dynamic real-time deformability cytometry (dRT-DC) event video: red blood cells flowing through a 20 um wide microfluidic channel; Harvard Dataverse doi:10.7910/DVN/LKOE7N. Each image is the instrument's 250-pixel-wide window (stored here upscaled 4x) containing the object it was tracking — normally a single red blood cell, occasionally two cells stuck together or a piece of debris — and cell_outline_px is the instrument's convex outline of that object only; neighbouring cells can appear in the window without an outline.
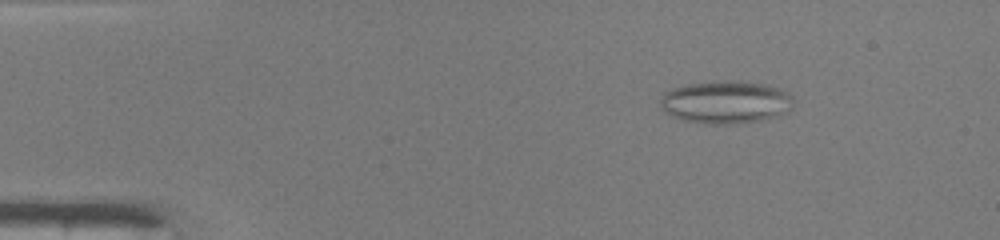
{"species": "common noctule bat (a hibernating species)", "species_latin": "Nyctalus noctula", "temperature_condition": "warm", "stored_images_in_passage": 48, "camera_frame_rate_fps": 3000, "um_per_image_px": 0.085, "animal": {"sex": "male", "body_mass_g": 19.0, "forearm_length_mm": 50.8}, "frame": {"image": 1, "passage_image": 7, "time_ms": 2.0, "image_size_px": [1000, 240], "cell_outline_px": [[792, 108], [784, 112], [760, 120], [740, 124], [704, 124], [684, 120], [672, 116], [664, 112], [660, 108], [660, 96], [664, 92], [672, 88], [684, 84], [716, 80], [732, 80], [764, 84], [780, 88], [788, 92], [792, 96]], "centroid_in_image_um": [61.62, 8.67], "position_along_channel_um": 23.4, "area_um2": 33.58}}
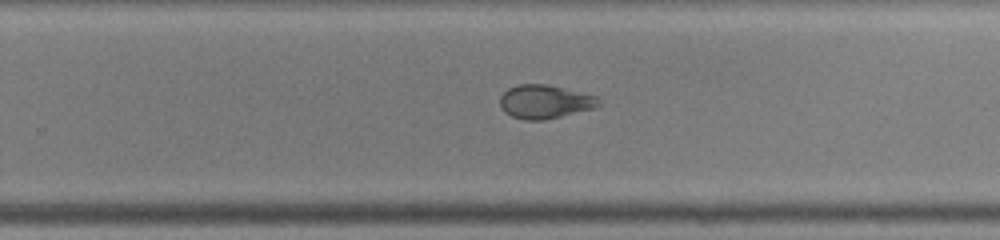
{"frame": {"image": 2, "passage_image": 31, "time_ms": 10.0, "image_size_px": [1000, 240], "cell_outline_px": [[600, 104], [596, 108], [544, 120], [524, 120], [512, 116], [504, 112], [500, 108], [500, 96], [508, 88], [520, 84], [548, 84], [596, 96], [600, 100]], "centroid_in_image_um": [46.3, 8.65], "position_along_channel_um": 283.5, "area_um2": 19.42}}
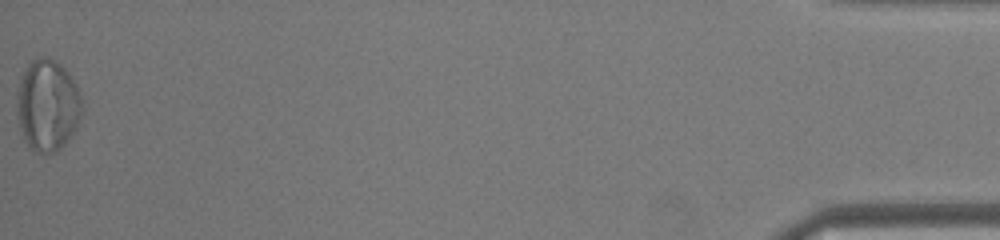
{"frame": {"image": 3, "passage_image": 48, "time_ms": 15.667, "image_size_px": [1000, 240], "cell_outline_px": [[84, 108], [76, 128], [64, 144], [56, 152], [32, 152], [28, 148], [24, 140], [20, 128], [16, 112], [16, 92], [20, 76], [28, 64], [36, 56], [48, 56], [56, 60], [68, 72], [76, 84], [80, 92]], "centroid_in_image_um": [4.02, 8.92], "position_along_channel_um": 431.2, "area_um2": 35.55}, "authors_computed_cell_mechanics": {"area_um2": 26.9059, "velocity_mm_per_s": 4.2495, "shape_relaxation_time_tau1_ms": null, "shape_relaxation_time_tau2_ms": 1.1619, "deformation_change_tau1": null, "deformation_change_tau2": 0.0666}}